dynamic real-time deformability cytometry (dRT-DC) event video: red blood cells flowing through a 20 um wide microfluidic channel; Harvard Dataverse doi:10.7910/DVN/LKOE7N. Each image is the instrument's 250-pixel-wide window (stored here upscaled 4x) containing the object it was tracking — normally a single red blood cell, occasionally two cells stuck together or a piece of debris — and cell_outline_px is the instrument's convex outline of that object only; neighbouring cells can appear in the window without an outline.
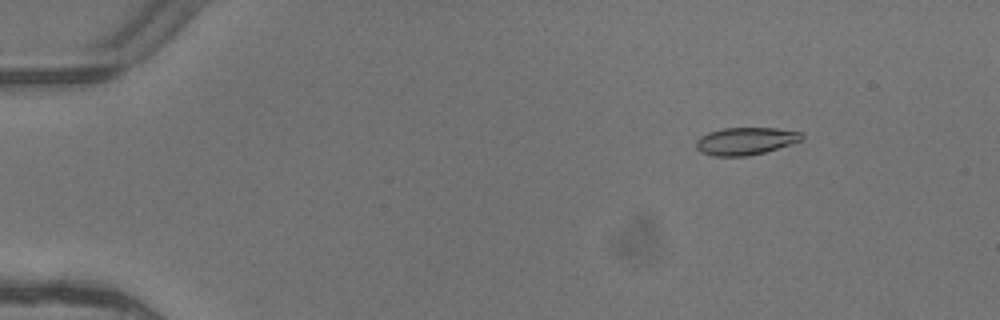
{"species": "common noctule bat (a hibernating species)", "species_latin": "Nyctalus noctula", "temperature_condition": "warm", "stored_images_in_passage": 6, "camera_frame_rate_fps": 3000, "um_per_image_px": 0.085, "animal": {"sex": "female"}, "frame": {"image": 1, "passage_image": 3, "time_ms": 0.667, "image_size_px": [1000, 320], "cell_outline_px": [[804, 140], [792, 144], [764, 152], [748, 156], [716, 156], [700, 152], [696, 148], [696, 140], [700, 136], [708, 132], [724, 128], [776, 128], [800, 132], [804, 136]], "centroid_in_image_um": [63.38, 11.99], "position_along_channel_um": 21.6, "area_um2": 16.99}}
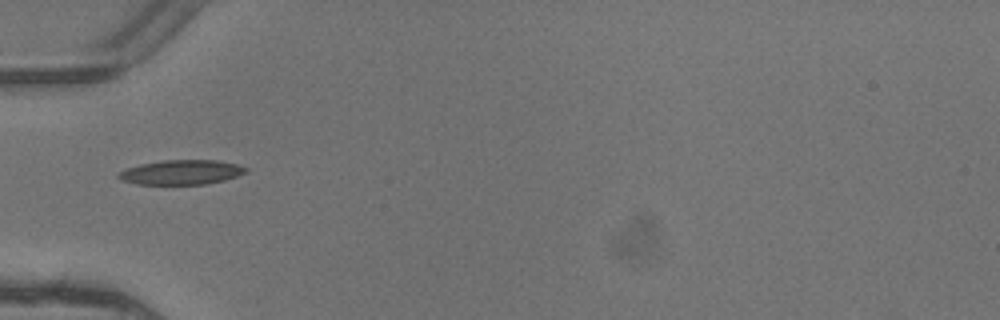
{"frame": {"image": 2, "passage_image": 6, "time_ms": 1.667, "image_size_px": [1000, 320], "cell_outline_px": [[248, 172], [224, 180], [204, 184], [136, 184], [120, 180], [116, 176], [120, 172], [128, 168], [140, 164], [164, 160], [216, 160], [236, 164], [248, 168]], "centroid_in_image_um": [15.41, 14.64], "position_along_channel_um": 69.6, "area_um2": 18.15}}